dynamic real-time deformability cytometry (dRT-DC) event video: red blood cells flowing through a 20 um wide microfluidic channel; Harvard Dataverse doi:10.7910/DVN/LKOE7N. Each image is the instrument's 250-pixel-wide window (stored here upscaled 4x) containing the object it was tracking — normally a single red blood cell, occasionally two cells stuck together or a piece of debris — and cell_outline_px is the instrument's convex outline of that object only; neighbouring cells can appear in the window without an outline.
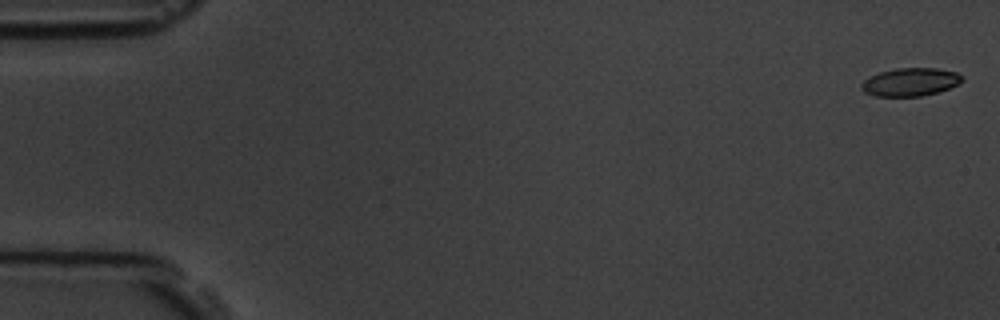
{"species": "common noctule bat (a hibernating species)", "species_latin": "Nyctalus noctula", "temperature_condition": "room temperature", "stored_images_in_passage": 6, "camera_frame_rate_fps": 3000, "um_per_image_px": 0.085, "animal": {"sex": "male", "body_mass_g": 19.5, "forearm_length_mm": 54.6}, "frame": {"image": 1, "passage_image": 1, "time_ms": 0.0, "image_size_px": [1000, 320], "cell_outline_px": [[964, 80], [940, 92], [920, 96], [876, 96], [864, 92], [860, 88], [860, 84], [864, 80], [880, 72], [896, 68], [936, 68], [956, 72]], "centroid_in_image_um": [77.35, 6.97], "position_along_channel_um": 7.6, "area_um2": 16.36}}